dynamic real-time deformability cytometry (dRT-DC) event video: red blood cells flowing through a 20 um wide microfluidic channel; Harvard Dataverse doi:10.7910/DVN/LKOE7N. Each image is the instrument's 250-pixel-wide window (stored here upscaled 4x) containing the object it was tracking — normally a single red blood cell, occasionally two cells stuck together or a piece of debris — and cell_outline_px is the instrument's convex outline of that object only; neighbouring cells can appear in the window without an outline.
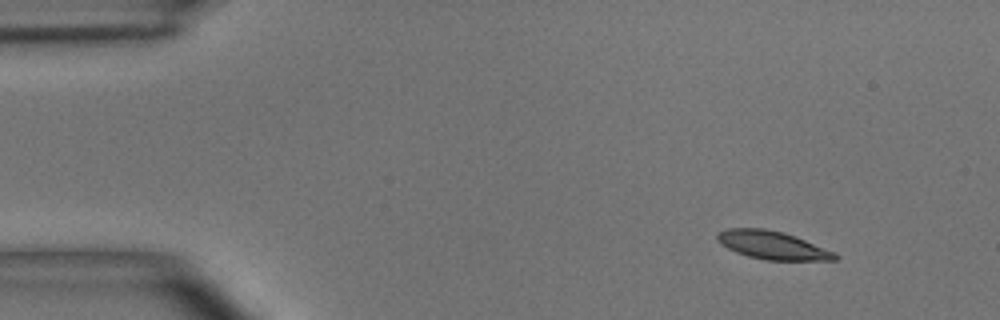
{"species": "common noctule bat (a hibernating species)", "species_latin": "Nyctalus noctula", "temperature_condition": "room temperature", "stored_images_in_passage": 8, "camera_frame_rate_fps": 3000, "um_per_image_px": 0.085, "animal": {"sex": "male", "body_mass_g": 15.6}, "frame": {"image": 1, "passage_image": 1, "time_ms": 0.0, "image_size_px": [1000, 320], "cell_outline_px": [[840, 256], [836, 260], [764, 260], [748, 256], [736, 252], [720, 244], [716, 240], [716, 232], [728, 228], [764, 228], [784, 232], [796, 236], [836, 252]], "centroid_in_image_um": [65.66, 20.83], "position_along_channel_um": 19.3, "area_um2": 19.59}}
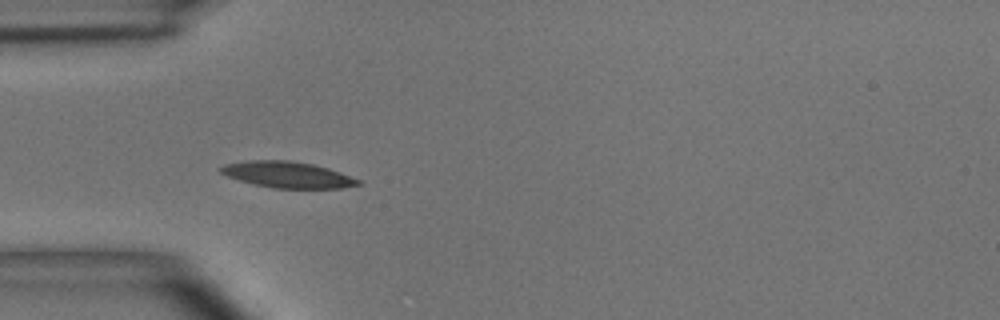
{"frame": {"image": 2, "passage_image": 4, "time_ms": 3.333, "image_size_px": [1000, 320], "cell_outline_px": [[364, 184], [340, 188], [272, 188], [240, 180], [228, 176], [220, 172], [216, 168], [224, 164], [248, 160], [288, 160], [312, 164], [328, 168], [340, 172], [360, 180]], "centroid_in_image_um": [24.43, 14.84], "position_along_channel_um": 60.6, "area_um2": 20.92}}
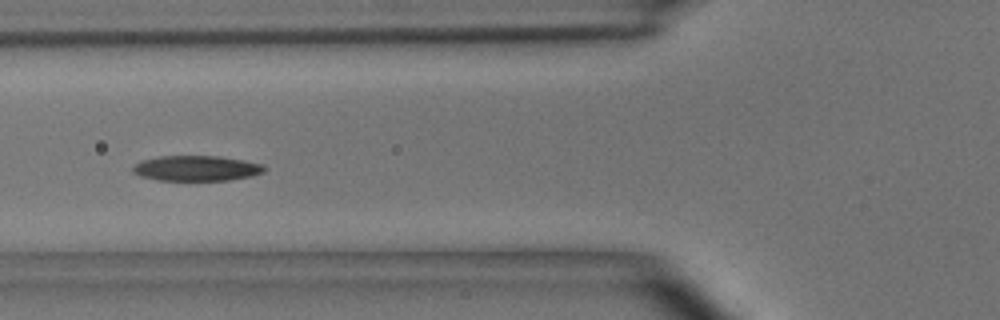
{"frame": {"image": 3, "passage_image": 5, "time_ms": 4.667, "image_size_px": [1000, 320], "cell_outline_px": [[268, 168], [264, 172], [252, 176], [228, 180], [156, 180], [140, 176], [132, 172], [132, 168], [136, 164], [144, 160], [160, 156], [220, 156], [244, 160], [264, 164]], "centroid_in_image_um": [16.75, 14.3], "position_along_channel_um": 109.1, "area_um2": 19.48}}